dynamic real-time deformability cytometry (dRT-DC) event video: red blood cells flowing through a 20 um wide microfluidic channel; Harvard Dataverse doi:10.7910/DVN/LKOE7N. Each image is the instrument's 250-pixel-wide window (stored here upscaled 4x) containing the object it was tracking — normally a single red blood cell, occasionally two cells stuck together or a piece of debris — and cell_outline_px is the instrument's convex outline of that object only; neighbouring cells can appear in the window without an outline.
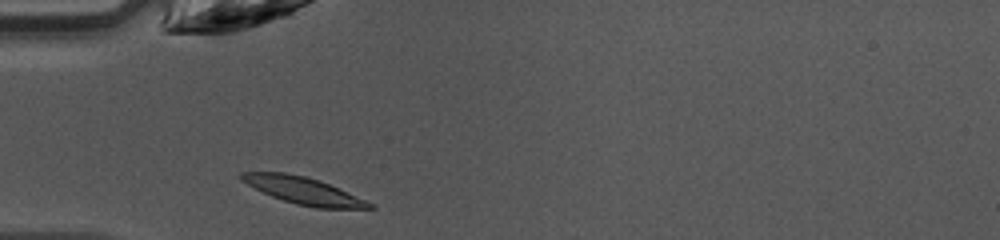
{"species": "common noctule bat (a hibernating species)", "species_latin": "Nyctalus noctula", "temperature_condition": "warm", "stored_images_in_passage": 34, "camera_frame_rate_fps": 3000, "um_per_image_px": 0.085, "animal": {"sex": "female", "body_mass_g": 10.0, "forearm_length_mm": 53.1}, "frame": {"image": 1, "passage_image": 1, "time_ms": 0.0, "image_size_px": [1000, 240], "cell_outline_px": [[376, 208], [316, 208], [296, 204], [272, 196], [240, 180], [240, 172], [284, 172], [304, 176], [328, 184], [376, 204]], "centroid_in_image_um": [25.81, 16.21], "position_along_channel_um": 59.2, "area_um2": 19.77}}
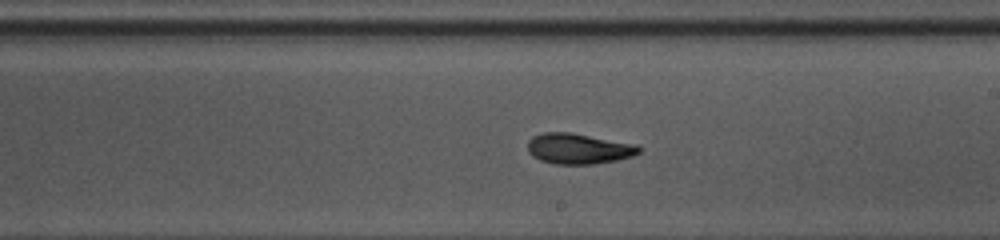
{"frame": {"image": 2, "passage_image": 14, "time_ms": 4.333, "image_size_px": [1000, 240], "cell_outline_px": [[640, 152], [632, 156], [616, 160], [596, 164], [552, 164], [540, 160], [532, 156], [528, 152], [528, 140], [532, 136], [544, 132], [572, 132], [636, 144], [640, 148]], "centroid_in_image_um": [49.15, 12.63], "position_along_channel_um": 239.9, "area_um2": 20.0}}
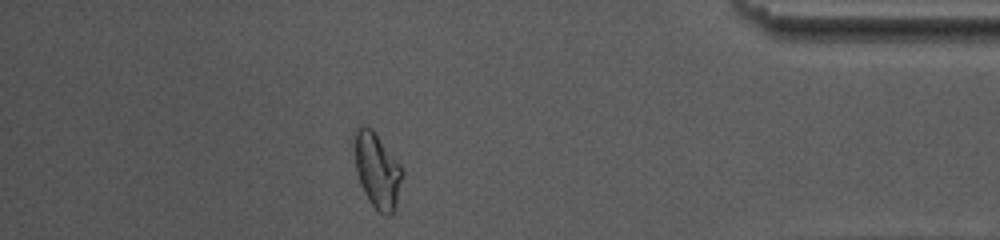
{"frame": {"image": 3, "passage_image": 28, "time_ms": 9.0, "image_size_px": [1000, 240], "cell_outline_px": [[404, 172], [396, 204], [392, 212], [388, 216], [384, 216], [372, 204], [364, 192], [360, 184], [356, 172], [352, 144], [352, 136], [356, 128], [360, 124], [364, 124], [372, 128], [400, 164]], "centroid_in_image_um": [32.01, 14.4], "position_along_channel_um": 403.2, "area_um2": 21.39}, "authors_computed_cell_mechanics": {"area_um2": 19.9699, "velocity_mm_per_s": 4.2451, "shape_relaxation_time_tau1_ms": 3.3417, "shape_relaxation_time_tau2_ms": 2.6011, "deformation_change_tau1": 0.1507, "deformation_change_tau2": 0.095}}